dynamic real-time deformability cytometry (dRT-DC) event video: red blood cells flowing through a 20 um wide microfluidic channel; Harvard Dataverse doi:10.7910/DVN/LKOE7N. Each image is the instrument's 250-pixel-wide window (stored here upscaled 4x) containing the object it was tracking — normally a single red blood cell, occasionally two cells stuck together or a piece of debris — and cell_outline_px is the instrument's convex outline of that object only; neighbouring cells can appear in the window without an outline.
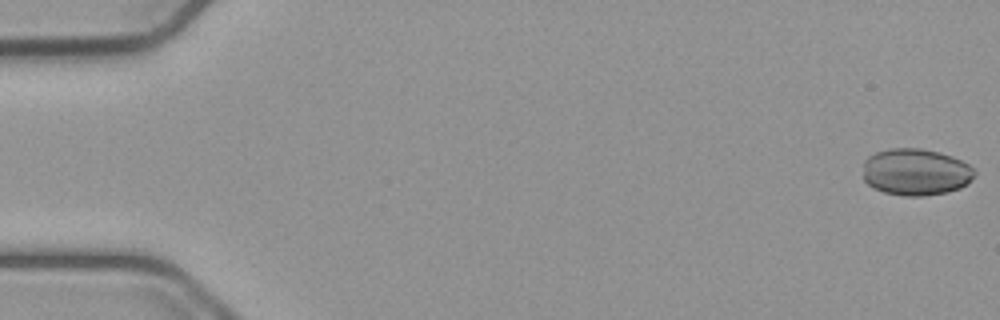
{"species": "common noctule bat (a hibernating species)", "species_latin": "Nyctalus noctula", "temperature_condition": "cold", "stored_images_in_passage": 11, "camera_frame_rate_fps": 3000, "um_per_image_px": 0.085, "animal": {"sex": "male", "body_mass_g": 23.1, "forearm_length_mm": 52.7}, "frame": {"image": 1, "passage_image": 1, "time_ms": 0.0, "image_size_px": [1000, 320], "cell_outline_px": [[976, 172], [972, 180], [968, 184], [960, 188], [944, 192], [920, 196], [904, 196], [884, 192], [868, 184], [864, 180], [864, 160], [868, 156], [876, 152], [892, 148], [920, 148], [940, 152], [952, 156], [968, 164]], "centroid_in_image_um": [77.85, 14.61], "position_along_channel_um": 7.2, "area_um2": 30.4}}